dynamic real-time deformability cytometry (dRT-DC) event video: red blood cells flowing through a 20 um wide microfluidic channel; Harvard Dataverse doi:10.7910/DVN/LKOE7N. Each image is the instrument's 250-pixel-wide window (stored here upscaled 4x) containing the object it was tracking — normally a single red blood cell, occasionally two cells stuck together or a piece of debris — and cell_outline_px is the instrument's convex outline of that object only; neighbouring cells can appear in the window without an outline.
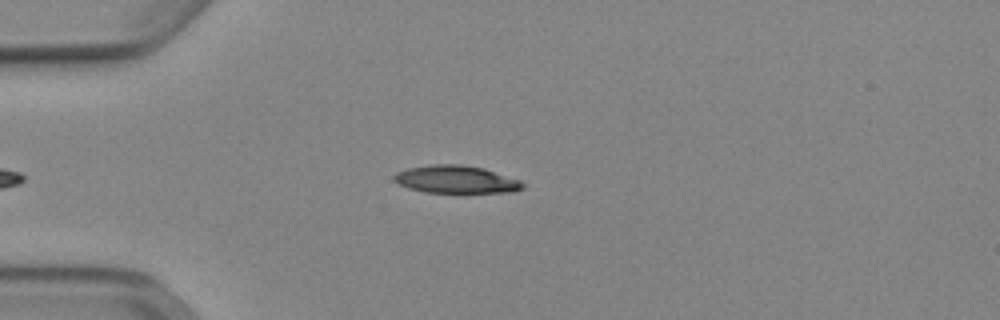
{"species": "Egyptian fruit bat (a non-hibernating species)", "species_latin": "Rousettus aegyptiacus", "temperature_condition": "cold", "stored_images_in_passage": 36, "camera_frame_rate_fps": 3000, "um_per_image_px": 0.085, "animal": {"sex": "female"}, "frame": {"image": 1, "passage_image": 2, "time_ms": 0.333, "image_size_px": [1000, 320], "cell_outline_px": [[524, 188], [516, 192], [424, 192], [408, 188], [392, 180], [392, 176], [396, 172], [408, 168], [432, 164], [460, 164], [484, 168], [520, 180], [524, 184]], "centroid_in_image_um": [38.75, 15.24], "position_along_channel_um": 46.2, "area_um2": 20.81}}
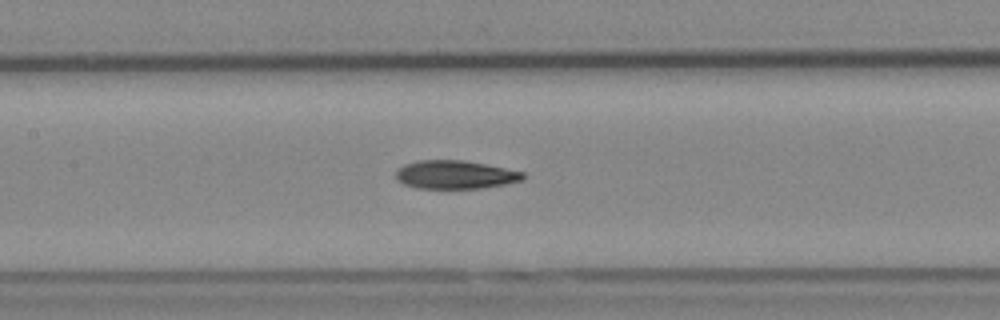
{"frame": {"image": 2, "passage_image": 13, "time_ms": 4.0, "image_size_px": [1000, 320], "cell_outline_px": [[524, 180], [504, 184], [480, 188], [416, 188], [404, 184], [396, 180], [396, 172], [404, 164], [420, 160], [464, 160], [524, 172]], "centroid_in_image_um": [38.67, 14.85], "position_along_channel_um": 168.7, "area_um2": 20.87}}
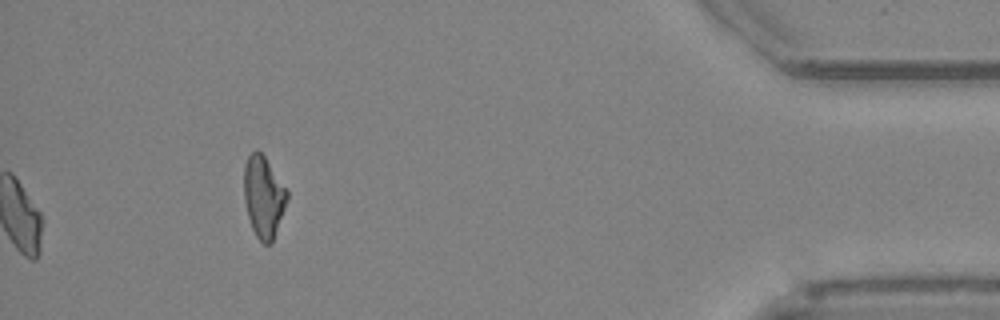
{"frame": {"image": 3, "passage_image": 36, "time_ms": 11.667, "image_size_px": [1000, 320], "cell_outline_px": [[288, 200], [272, 244], [264, 244], [256, 236], [252, 228], [248, 216], [244, 200], [244, 164], [248, 156], [252, 152], [260, 152], [264, 156], [288, 192]], "centroid_in_image_um": [22.4, 16.77], "position_along_channel_um": 412.8, "area_um2": 20.29}, "authors_computed_cell_mechanics": {"area_um2": 21.1259, "velocity_mm_per_s": 3.9128, "shape_relaxation_time_tau1_ms": null, "shape_relaxation_time_tau2_ms": 6.0091, "deformation_change_tau1": null, "deformation_change_tau2": 0.15}}